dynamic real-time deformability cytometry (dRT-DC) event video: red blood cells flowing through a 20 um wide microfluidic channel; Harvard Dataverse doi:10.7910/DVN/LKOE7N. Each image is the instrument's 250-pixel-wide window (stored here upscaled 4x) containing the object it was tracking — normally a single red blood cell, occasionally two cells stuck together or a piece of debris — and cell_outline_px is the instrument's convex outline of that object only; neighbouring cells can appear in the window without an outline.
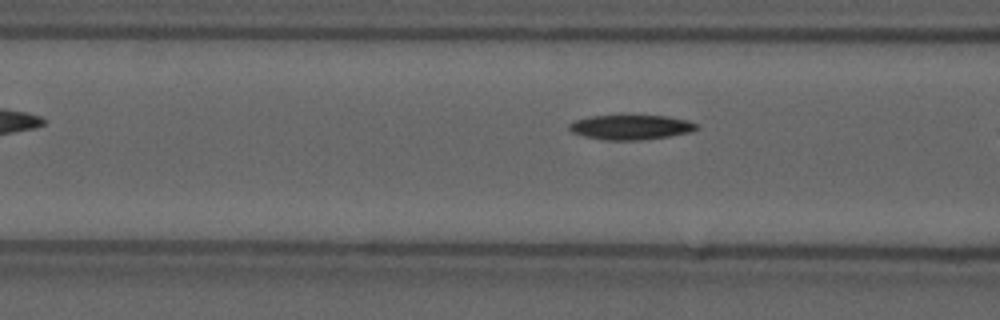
{"species": "common noctule bat (a hibernating species)", "species_latin": "Nyctalus noctula", "temperature_condition": "cold", "stored_images_in_passage": 9, "camera_frame_rate_fps": 3000, "um_per_image_px": 0.085, "animal": {"sex": "male", "forearm_length_mm": 52.5}, "frame": {"image": 1, "passage_image": 8, "time_ms": 2.333, "image_size_px": [1000, 320], "cell_outline_px": [[700, 128], [692, 132], [668, 136], [640, 140], [604, 140], [584, 136], [572, 132], [568, 128], [568, 124], [576, 120], [588, 116], [668, 116], [688, 120], [700, 124]], "centroid_in_image_um": [53.66, 10.81], "position_along_channel_um": 112.9, "area_um2": 18.44}}